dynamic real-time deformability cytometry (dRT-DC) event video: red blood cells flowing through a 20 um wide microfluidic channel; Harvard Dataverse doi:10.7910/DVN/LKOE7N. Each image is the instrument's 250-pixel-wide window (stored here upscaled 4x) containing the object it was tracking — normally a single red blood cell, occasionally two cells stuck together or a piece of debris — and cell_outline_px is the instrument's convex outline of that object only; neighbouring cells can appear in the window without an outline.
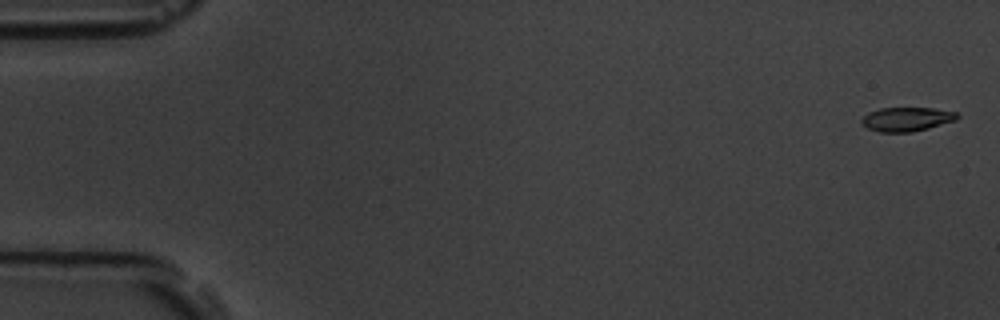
{"species": "common noctule bat (a hibernating species)", "species_latin": "Nyctalus noctula", "temperature_condition": "room temperature", "stored_images_in_passage": 4, "camera_frame_rate_fps": 3000, "um_per_image_px": 0.085, "animal": {"sex": "male", "body_mass_g": 19.5, "forearm_length_mm": 54.6}, "frame": {"image": 1, "passage_image": 1, "time_ms": 0.0, "image_size_px": [1000, 320], "cell_outline_px": [[960, 116], [956, 120], [928, 128], [912, 132], [880, 132], [868, 128], [860, 124], [860, 120], [868, 112], [880, 108], [932, 108], [956, 112]], "centroid_in_image_um": [77.04, 10.13], "position_along_channel_um": 8.0, "area_um2": 13.41}}